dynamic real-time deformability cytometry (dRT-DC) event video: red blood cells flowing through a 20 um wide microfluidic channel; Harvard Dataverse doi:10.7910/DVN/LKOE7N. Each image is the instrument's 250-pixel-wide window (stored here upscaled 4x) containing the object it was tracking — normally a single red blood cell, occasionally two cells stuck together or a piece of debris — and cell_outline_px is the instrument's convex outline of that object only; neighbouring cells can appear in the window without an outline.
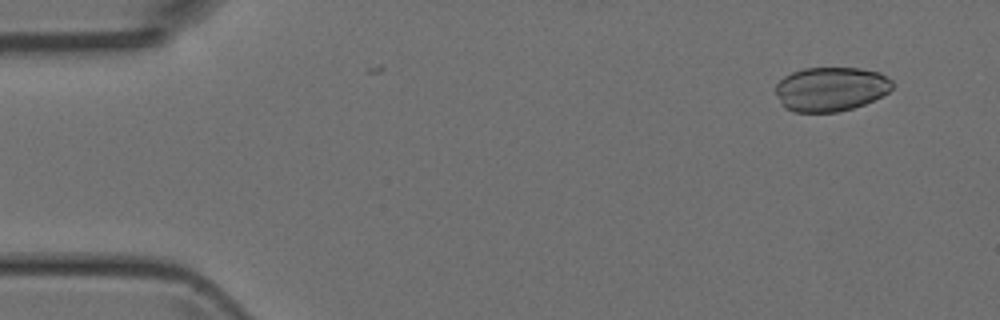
{"species": "Egyptian fruit bat (a non-hibernating species)", "species_latin": "Rousettus aegyptiacus", "temperature_condition": "room temperature", "stored_images_in_passage": 5, "camera_frame_rate_fps": 3000, "um_per_image_px": 0.085, "animal": {"sex": "female"}, "frame": {"image": 1, "passage_image": 2, "time_ms": 1.0, "image_size_px": [1000, 320], "cell_outline_px": [[892, 88], [888, 92], [864, 104], [852, 108], [836, 112], [792, 112], [784, 108], [780, 104], [776, 92], [776, 84], [784, 76], [792, 72], [804, 68], [860, 68], [880, 72], [892, 80]], "centroid_in_image_um": [70.59, 7.57], "position_along_channel_um": 14.4, "area_um2": 30.17}}